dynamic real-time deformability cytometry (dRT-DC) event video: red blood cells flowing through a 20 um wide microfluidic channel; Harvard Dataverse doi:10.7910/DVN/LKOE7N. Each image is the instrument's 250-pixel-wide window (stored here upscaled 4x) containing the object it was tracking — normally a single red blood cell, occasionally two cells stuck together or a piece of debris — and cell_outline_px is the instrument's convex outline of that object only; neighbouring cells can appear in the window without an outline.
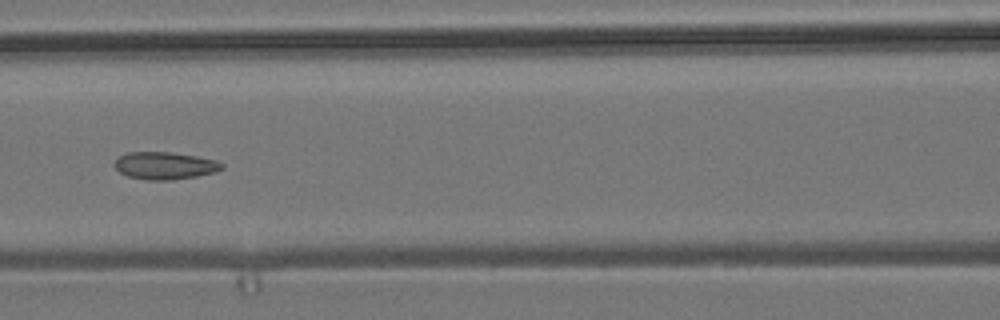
{"species": "common noctule bat (a hibernating species)", "species_latin": "Nyctalus noctula", "temperature_condition": "room temperature", "stored_images_in_passage": 9, "camera_frame_rate_fps": 3000, "um_per_image_px": 0.085, "animal": {"sex": "male", "body_mass_g": 19.2, "forearm_length_mm": 51.8}, "frame": {"image": 1, "passage_image": 6, "time_ms": 1.667, "image_size_px": [1000, 320], "cell_outline_px": [[224, 168], [216, 172], [196, 176], [172, 180], [148, 180], [128, 176], [120, 172], [112, 164], [120, 156], [128, 152], [172, 152], [196, 156], [216, 160], [224, 164]], "centroid_in_image_um": [14.03, 14.08], "position_along_channel_um": 152.6, "area_um2": 17.17}}
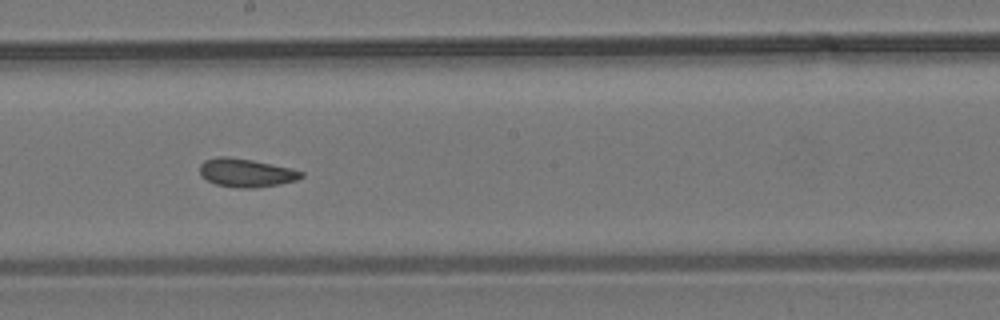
{"frame": {"image": 2, "passage_image": 8, "time_ms": 2.333, "image_size_px": [1000, 320], "cell_outline_px": [[304, 176], [296, 180], [280, 184], [256, 188], [240, 188], [216, 184], [208, 180], [200, 172], [200, 164], [204, 160], [216, 156], [228, 156], [252, 160], [292, 168], [304, 172]], "centroid_in_image_um": [20.94, 14.68], "position_along_channel_um": 227.3, "area_um2": 16.82}}
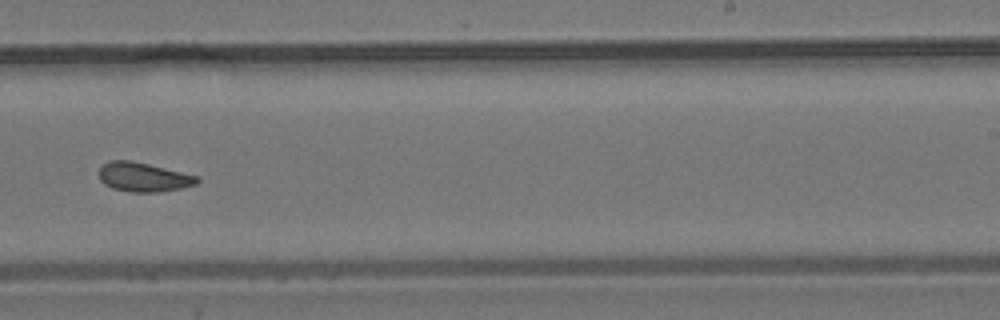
{"frame": {"image": 3, "passage_image": 9, "time_ms": 2.667, "image_size_px": [1000, 320], "cell_outline_px": [[200, 180], [196, 184], [180, 188], [160, 192], [128, 192], [112, 188], [104, 184], [100, 180], [100, 168], [108, 160], [132, 160], [200, 176]], "centroid_in_image_um": [12.2, 15.05], "position_along_channel_um": 276.8, "area_um2": 16.82}}